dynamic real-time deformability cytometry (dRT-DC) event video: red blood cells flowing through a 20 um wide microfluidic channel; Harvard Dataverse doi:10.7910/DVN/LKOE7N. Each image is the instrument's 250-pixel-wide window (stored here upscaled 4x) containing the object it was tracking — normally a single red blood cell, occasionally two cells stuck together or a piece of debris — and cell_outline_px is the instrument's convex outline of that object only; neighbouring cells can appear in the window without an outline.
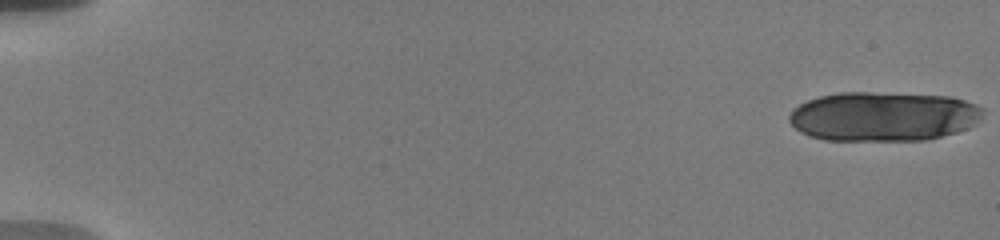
{"species": "human", "species_latin": "Homo sapiens", "temperature_condition": "warm", "stored_images_in_passage": 38, "camera_frame_rate_fps": 3000, "um_per_image_px": 0.085, "donor": {"sex": "male"}, "frame": {"image": 1, "passage_image": 1, "time_ms": 0.0, "image_size_px": [1000, 240], "cell_outline_px": [[984, 108], [980, 116], [968, 128], [956, 132], [924, 140], [824, 140], [808, 136], [800, 132], [788, 120], [788, 116], [792, 108], [808, 100], [820, 96], [840, 92], [868, 92], [948, 96], [964, 100], [976, 104]], "centroid_in_image_um": [75.02, 9.89], "position_along_channel_um": 10.0, "area_um2": 55.72}}